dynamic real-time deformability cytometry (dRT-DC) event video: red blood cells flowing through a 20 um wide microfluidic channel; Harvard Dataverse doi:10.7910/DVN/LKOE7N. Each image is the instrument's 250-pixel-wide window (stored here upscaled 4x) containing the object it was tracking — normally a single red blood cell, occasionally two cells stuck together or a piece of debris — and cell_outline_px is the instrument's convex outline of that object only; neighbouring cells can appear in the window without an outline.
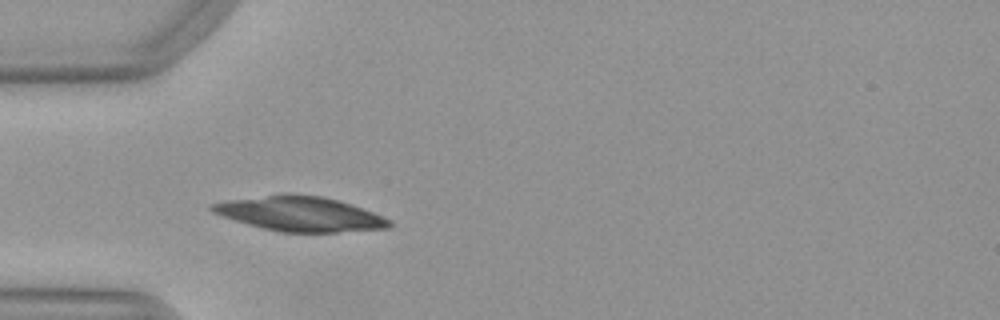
{"species": "Egyptian fruit bat (a non-hibernating species)", "species_latin": "Rousettus aegyptiacus", "temperature_condition": "warm", "stored_images_in_passage": 44, "camera_frame_rate_fps": 3000, "um_per_image_px": 0.085, "animal": {"sex": "female"}, "frame": {"image": 1, "passage_image": 13, "time_ms": 4.0, "image_size_px": [1000, 320], "cell_outline_px": [[392, 224], [388, 228], [336, 232], [280, 232], [248, 224], [212, 212], [208, 208], [208, 204], [224, 200], [284, 192], [292, 192], [324, 196], [340, 200], [352, 204], [392, 220]], "centroid_in_image_um": [25.47, 18.14], "position_along_channel_um": 59.5, "area_um2": 36.36}}
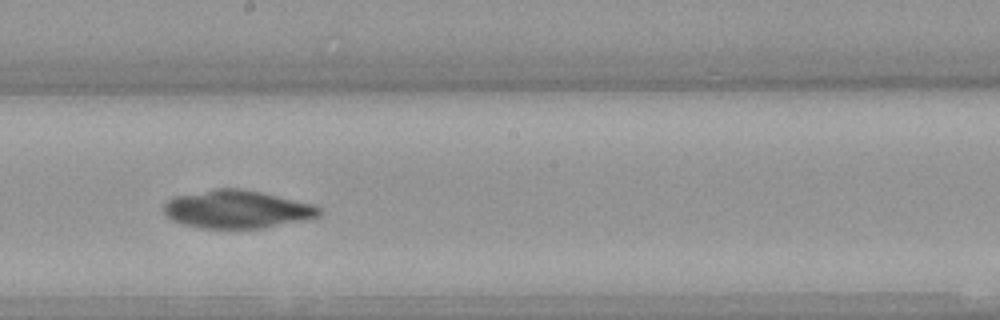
{"frame": {"image": 2, "passage_image": 26, "time_ms": 8.333, "image_size_px": [1000, 320], "cell_outline_px": [[324, 212], [320, 216], [304, 220], [264, 228], [200, 228], [180, 224], [172, 220], [164, 212], [164, 204], [168, 200], [176, 196], [216, 188], [240, 188], [260, 192], [312, 204], [320, 208]], "centroid_in_image_um": [20.15, 17.8], "position_along_channel_um": 228.1, "area_um2": 34.33}}
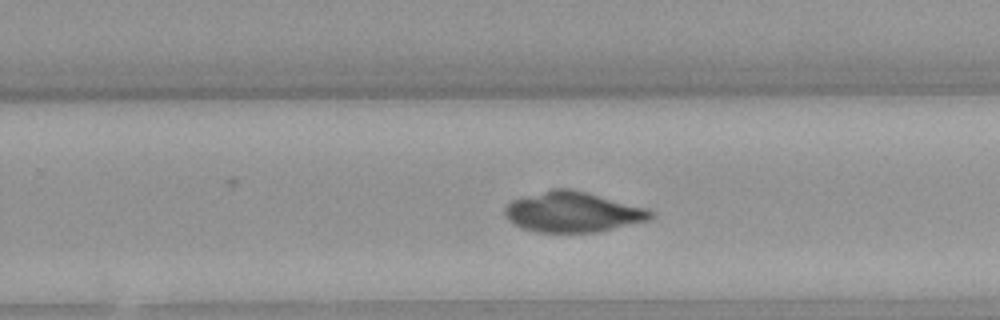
{"frame": {"image": 3, "passage_image": 30, "time_ms": 9.667, "image_size_px": [1000, 320], "cell_outline_px": [[652, 220], [600, 232], [536, 232], [524, 228], [508, 220], [504, 212], [504, 208], [512, 200], [524, 196], [552, 188], [568, 188], [648, 208], [652, 212]], "centroid_in_image_um": [48.71, 18.03], "position_along_channel_um": 281.1, "area_um2": 34.22}}